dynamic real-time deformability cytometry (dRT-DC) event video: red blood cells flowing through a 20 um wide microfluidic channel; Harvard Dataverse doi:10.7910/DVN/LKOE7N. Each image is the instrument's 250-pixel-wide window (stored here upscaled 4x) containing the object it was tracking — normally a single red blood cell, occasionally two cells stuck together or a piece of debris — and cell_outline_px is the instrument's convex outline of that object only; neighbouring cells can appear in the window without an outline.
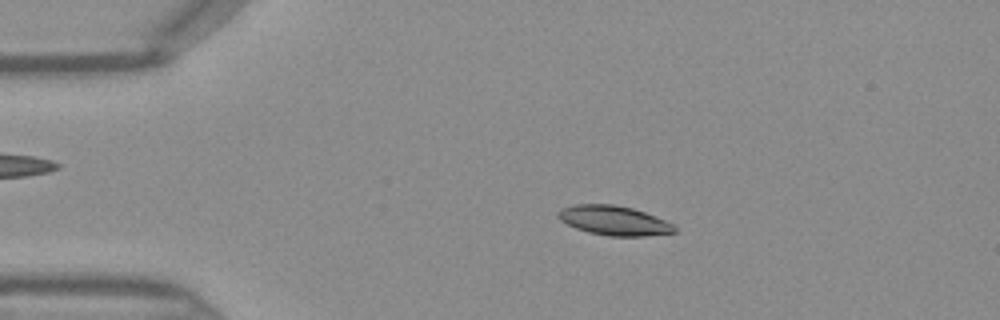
{"species": "Egyptian fruit bat (a non-hibernating species)", "species_latin": "Rousettus aegyptiacus", "temperature_condition": "warm", "stored_images_in_passage": 46, "camera_frame_rate_fps": 3000, "um_per_image_px": 0.085, "frame": {"image": 1, "passage_image": 9, "time_ms": 2.667, "image_size_px": [1000, 320], "cell_outline_px": [[676, 232], [644, 236], [608, 236], [588, 232], [576, 228], [560, 220], [556, 216], [556, 212], [560, 208], [572, 204], [616, 204], [632, 208], [644, 212], [664, 220], [672, 224], [676, 228]], "centroid_in_image_um": [52.13, 18.73], "position_along_channel_um": 32.9, "area_um2": 20.06}}
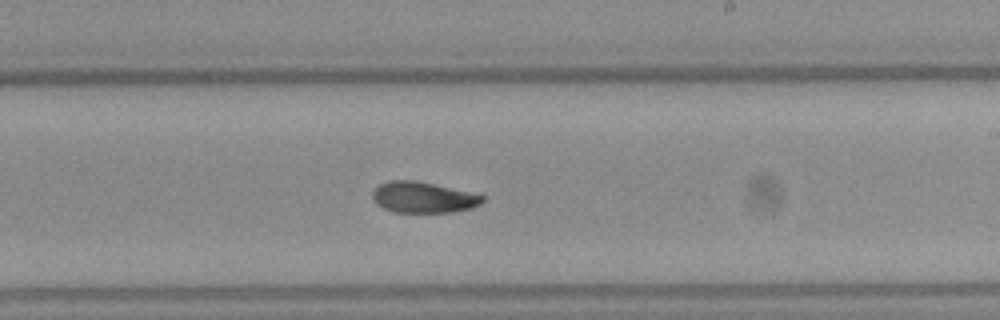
{"frame": {"image": 2, "passage_image": 27, "time_ms": 8.667, "image_size_px": [1000, 320], "cell_outline_px": [[484, 200], [480, 204], [472, 208], [452, 212], [392, 212], [376, 204], [372, 200], [372, 192], [380, 184], [388, 180], [416, 180], [468, 192], [484, 196]], "centroid_in_image_um": [35.93, 16.78], "position_along_channel_um": 253.1, "area_um2": 19.77}}
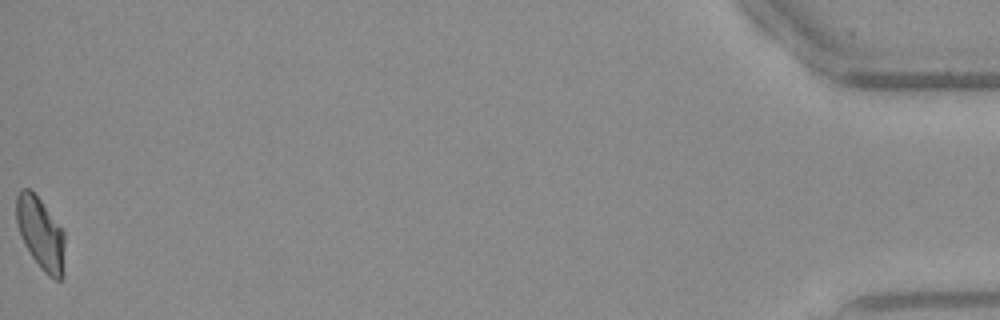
{"frame": {"image": 3, "passage_image": 46, "time_ms": 15.0, "image_size_px": [1000, 320], "cell_outline_px": [[64, 276], [60, 280], [56, 280], [48, 276], [40, 268], [24, 244], [20, 236], [16, 220], [16, 196], [20, 188], [28, 188], [40, 200], [64, 232]], "centroid_in_image_um": [3.45, 19.88], "position_along_channel_um": 431.8, "area_um2": 20.35}}